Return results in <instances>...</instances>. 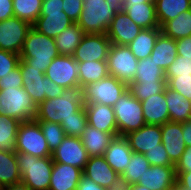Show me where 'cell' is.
<instances>
[{
	"mask_svg": "<svg viewBox=\"0 0 191 190\" xmlns=\"http://www.w3.org/2000/svg\"><path fill=\"white\" fill-rule=\"evenodd\" d=\"M84 30L77 24L73 23L63 30L56 38V47L60 55L73 56L76 48L85 36Z\"/></svg>",
	"mask_w": 191,
	"mask_h": 190,
	"instance_id": "cell-30",
	"label": "cell"
},
{
	"mask_svg": "<svg viewBox=\"0 0 191 190\" xmlns=\"http://www.w3.org/2000/svg\"><path fill=\"white\" fill-rule=\"evenodd\" d=\"M83 9V0H63V11L76 23Z\"/></svg>",
	"mask_w": 191,
	"mask_h": 190,
	"instance_id": "cell-47",
	"label": "cell"
},
{
	"mask_svg": "<svg viewBox=\"0 0 191 190\" xmlns=\"http://www.w3.org/2000/svg\"><path fill=\"white\" fill-rule=\"evenodd\" d=\"M133 82L166 83L165 71L149 56L138 61Z\"/></svg>",
	"mask_w": 191,
	"mask_h": 190,
	"instance_id": "cell-34",
	"label": "cell"
},
{
	"mask_svg": "<svg viewBox=\"0 0 191 190\" xmlns=\"http://www.w3.org/2000/svg\"><path fill=\"white\" fill-rule=\"evenodd\" d=\"M141 31L142 28L136 25L121 9L110 22L106 35L112 44L128 46Z\"/></svg>",
	"mask_w": 191,
	"mask_h": 190,
	"instance_id": "cell-15",
	"label": "cell"
},
{
	"mask_svg": "<svg viewBox=\"0 0 191 190\" xmlns=\"http://www.w3.org/2000/svg\"><path fill=\"white\" fill-rule=\"evenodd\" d=\"M150 57L166 72L171 63L177 58V45L175 40L161 32Z\"/></svg>",
	"mask_w": 191,
	"mask_h": 190,
	"instance_id": "cell-28",
	"label": "cell"
},
{
	"mask_svg": "<svg viewBox=\"0 0 191 190\" xmlns=\"http://www.w3.org/2000/svg\"><path fill=\"white\" fill-rule=\"evenodd\" d=\"M3 190H31L25 183L18 182L4 187Z\"/></svg>",
	"mask_w": 191,
	"mask_h": 190,
	"instance_id": "cell-55",
	"label": "cell"
},
{
	"mask_svg": "<svg viewBox=\"0 0 191 190\" xmlns=\"http://www.w3.org/2000/svg\"><path fill=\"white\" fill-rule=\"evenodd\" d=\"M166 85L169 89L182 94L186 100L191 101V74L177 77H166Z\"/></svg>",
	"mask_w": 191,
	"mask_h": 190,
	"instance_id": "cell-41",
	"label": "cell"
},
{
	"mask_svg": "<svg viewBox=\"0 0 191 190\" xmlns=\"http://www.w3.org/2000/svg\"><path fill=\"white\" fill-rule=\"evenodd\" d=\"M23 88L38 106L44 100L61 96L65 88L55 84L40 69L28 66L20 59Z\"/></svg>",
	"mask_w": 191,
	"mask_h": 190,
	"instance_id": "cell-5",
	"label": "cell"
},
{
	"mask_svg": "<svg viewBox=\"0 0 191 190\" xmlns=\"http://www.w3.org/2000/svg\"><path fill=\"white\" fill-rule=\"evenodd\" d=\"M110 5L116 7L118 10H121L123 8V2L124 0H105Z\"/></svg>",
	"mask_w": 191,
	"mask_h": 190,
	"instance_id": "cell-56",
	"label": "cell"
},
{
	"mask_svg": "<svg viewBox=\"0 0 191 190\" xmlns=\"http://www.w3.org/2000/svg\"><path fill=\"white\" fill-rule=\"evenodd\" d=\"M16 152L37 158L52 157L42 129L35 119L20 123L16 138Z\"/></svg>",
	"mask_w": 191,
	"mask_h": 190,
	"instance_id": "cell-8",
	"label": "cell"
},
{
	"mask_svg": "<svg viewBox=\"0 0 191 190\" xmlns=\"http://www.w3.org/2000/svg\"><path fill=\"white\" fill-rule=\"evenodd\" d=\"M53 162L72 165L81 170L84 169L89 160L81 138L65 136L62 143L52 152Z\"/></svg>",
	"mask_w": 191,
	"mask_h": 190,
	"instance_id": "cell-14",
	"label": "cell"
},
{
	"mask_svg": "<svg viewBox=\"0 0 191 190\" xmlns=\"http://www.w3.org/2000/svg\"><path fill=\"white\" fill-rule=\"evenodd\" d=\"M161 32V28L142 29L138 36L128 45V48L138 60L148 58Z\"/></svg>",
	"mask_w": 191,
	"mask_h": 190,
	"instance_id": "cell-29",
	"label": "cell"
},
{
	"mask_svg": "<svg viewBox=\"0 0 191 190\" xmlns=\"http://www.w3.org/2000/svg\"><path fill=\"white\" fill-rule=\"evenodd\" d=\"M113 110L120 136H125L146 124L141 101L136 99L129 89L116 101Z\"/></svg>",
	"mask_w": 191,
	"mask_h": 190,
	"instance_id": "cell-7",
	"label": "cell"
},
{
	"mask_svg": "<svg viewBox=\"0 0 191 190\" xmlns=\"http://www.w3.org/2000/svg\"><path fill=\"white\" fill-rule=\"evenodd\" d=\"M111 45L106 34H85L76 48L73 58L77 62L107 61Z\"/></svg>",
	"mask_w": 191,
	"mask_h": 190,
	"instance_id": "cell-13",
	"label": "cell"
},
{
	"mask_svg": "<svg viewBox=\"0 0 191 190\" xmlns=\"http://www.w3.org/2000/svg\"><path fill=\"white\" fill-rule=\"evenodd\" d=\"M36 113L37 105L23 87L0 90L1 115L27 122L35 119Z\"/></svg>",
	"mask_w": 191,
	"mask_h": 190,
	"instance_id": "cell-6",
	"label": "cell"
},
{
	"mask_svg": "<svg viewBox=\"0 0 191 190\" xmlns=\"http://www.w3.org/2000/svg\"><path fill=\"white\" fill-rule=\"evenodd\" d=\"M141 104L146 124L163 125L170 121L165 90L162 93L149 96L141 101Z\"/></svg>",
	"mask_w": 191,
	"mask_h": 190,
	"instance_id": "cell-24",
	"label": "cell"
},
{
	"mask_svg": "<svg viewBox=\"0 0 191 190\" xmlns=\"http://www.w3.org/2000/svg\"><path fill=\"white\" fill-rule=\"evenodd\" d=\"M14 17L12 0H0V21Z\"/></svg>",
	"mask_w": 191,
	"mask_h": 190,
	"instance_id": "cell-51",
	"label": "cell"
},
{
	"mask_svg": "<svg viewBox=\"0 0 191 190\" xmlns=\"http://www.w3.org/2000/svg\"><path fill=\"white\" fill-rule=\"evenodd\" d=\"M191 74V59L177 55L165 72V77H177Z\"/></svg>",
	"mask_w": 191,
	"mask_h": 190,
	"instance_id": "cell-42",
	"label": "cell"
},
{
	"mask_svg": "<svg viewBox=\"0 0 191 190\" xmlns=\"http://www.w3.org/2000/svg\"><path fill=\"white\" fill-rule=\"evenodd\" d=\"M175 166H151L140 176L137 184L150 190H173L176 182Z\"/></svg>",
	"mask_w": 191,
	"mask_h": 190,
	"instance_id": "cell-19",
	"label": "cell"
},
{
	"mask_svg": "<svg viewBox=\"0 0 191 190\" xmlns=\"http://www.w3.org/2000/svg\"><path fill=\"white\" fill-rule=\"evenodd\" d=\"M13 87H23V78L20 72V62L17 68L9 72L5 77L0 78V90Z\"/></svg>",
	"mask_w": 191,
	"mask_h": 190,
	"instance_id": "cell-46",
	"label": "cell"
},
{
	"mask_svg": "<svg viewBox=\"0 0 191 190\" xmlns=\"http://www.w3.org/2000/svg\"><path fill=\"white\" fill-rule=\"evenodd\" d=\"M129 190H150L149 188L142 186L140 184H132L128 185Z\"/></svg>",
	"mask_w": 191,
	"mask_h": 190,
	"instance_id": "cell-58",
	"label": "cell"
},
{
	"mask_svg": "<svg viewBox=\"0 0 191 190\" xmlns=\"http://www.w3.org/2000/svg\"><path fill=\"white\" fill-rule=\"evenodd\" d=\"M4 186L0 183V190H3Z\"/></svg>",
	"mask_w": 191,
	"mask_h": 190,
	"instance_id": "cell-61",
	"label": "cell"
},
{
	"mask_svg": "<svg viewBox=\"0 0 191 190\" xmlns=\"http://www.w3.org/2000/svg\"><path fill=\"white\" fill-rule=\"evenodd\" d=\"M41 11H63V0H42Z\"/></svg>",
	"mask_w": 191,
	"mask_h": 190,
	"instance_id": "cell-52",
	"label": "cell"
},
{
	"mask_svg": "<svg viewBox=\"0 0 191 190\" xmlns=\"http://www.w3.org/2000/svg\"><path fill=\"white\" fill-rule=\"evenodd\" d=\"M162 143L170 161L176 165L186 149L183 139L182 123L166 122L161 125Z\"/></svg>",
	"mask_w": 191,
	"mask_h": 190,
	"instance_id": "cell-20",
	"label": "cell"
},
{
	"mask_svg": "<svg viewBox=\"0 0 191 190\" xmlns=\"http://www.w3.org/2000/svg\"><path fill=\"white\" fill-rule=\"evenodd\" d=\"M161 30L174 40L191 36V9L180 13L173 20L167 21Z\"/></svg>",
	"mask_w": 191,
	"mask_h": 190,
	"instance_id": "cell-35",
	"label": "cell"
},
{
	"mask_svg": "<svg viewBox=\"0 0 191 190\" xmlns=\"http://www.w3.org/2000/svg\"><path fill=\"white\" fill-rule=\"evenodd\" d=\"M122 9L142 29L160 28L154 2L123 5Z\"/></svg>",
	"mask_w": 191,
	"mask_h": 190,
	"instance_id": "cell-26",
	"label": "cell"
},
{
	"mask_svg": "<svg viewBox=\"0 0 191 190\" xmlns=\"http://www.w3.org/2000/svg\"><path fill=\"white\" fill-rule=\"evenodd\" d=\"M165 99L171 122L183 123L191 120V101L167 86L165 88Z\"/></svg>",
	"mask_w": 191,
	"mask_h": 190,
	"instance_id": "cell-27",
	"label": "cell"
},
{
	"mask_svg": "<svg viewBox=\"0 0 191 190\" xmlns=\"http://www.w3.org/2000/svg\"><path fill=\"white\" fill-rule=\"evenodd\" d=\"M47 141L48 147L53 152L63 141L66 136L63 128L58 123L49 121H37Z\"/></svg>",
	"mask_w": 191,
	"mask_h": 190,
	"instance_id": "cell-39",
	"label": "cell"
},
{
	"mask_svg": "<svg viewBox=\"0 0 191 190\" xmlns=\"http://www.w3.org/2000/svg\"><path fill=\"white\" fill-rule=\"evenodd\" d=\"M138 61L128 46L112 44L107 56L108 73L129 86L135 78Z\"/></svg>",
	"mask_w": 191,
	"mask_h": 190,
	"instance_id": "cell-10",
	"label": "cell"
},
{
	"mask_svg": "<svg viewBox=\"0 0 191 190\" xmlns=\"http://www.w3.org/2000/svg\"><path fill=\"white\" fill-rule=\"evenodd\" d=\"M177 55L191 59V36L175 40Z\"/></svg>",
	"mask_w": 191,
	"mask_h": 190,
	"instance_id": "cell-49",
	"label": "cell"
},
{
	"mask_svg": "<svg viewBox=\"0 0 191 190\" xmlns=\"http://www.w3.org/2000/svg\"><path fill=\"white\" fill-rule=\"evenodd\" d=\"M14 17L33 25L40 16L42 0H12Z\"/></svg>",
	"mask_w": 191,
	"mask_h": 190,
	"instance_id": "cell-38",
	"label": "cell"
},
{
	"mask_svg": "<svg viewBox=\"0 0 191 190\" xmlns=\"http://www.w3.org/2000/svg\"><path fill=\"white\" fill-rule=\"evenodd\" d=\"M182 132L186 147H191V120L182 123Z\"/></svg>",
	"mask_w": 191,
	"mask_h": 190,
	"instance_id": "cell-53",
	"label": "cell"
},
{
	"mask_svg": "<svg viewBox=\"0 0 191 190\" xmlns=\"http://www.w3.org/2000/svg\"><path fill=\"white\" fill-rule=\"evenodd\" d=\"M166 86V83L132 82L128 86V89L136 99L143 101L149 96L162 93Z\"/></svg>",
	"mask_w": 191,
	"mask_h": 190,
	"instance_id": "cell-40",
	"label": "cell"
},
{
	"mask_svg": "<svg viewBox=\"0 0 191 190\" xmlns=\"http://www.w3.org/2000/svg\"><path fill=\"white\" fill-rule=\"evenodd\" d=\"M83 174L96 184L109 190L121 182L120 175L111 168L104 156L89 157L83 169Z\"/></svg>",
	"mask_w": 191,
	"mask_h": 190,
	"instance_id": "cell-16",
	"label": "cell"
},
{
	"mask_svg": "<svg viewBox=\"0 0 191 190\" xmlns=\"http://www.w3.org/2000/svg\"><path fill=\"white\" fill-rule=\"evenodd\" d=\"M31 27L32 25L18 17L0 21V49L20 55Z\"/></svg>",
	"mask_w": 191,
	"mask_h": 190,
	"instance_id": "cell-11",
	"label": "cell"
},
{
	"mask_svg": "<svg viewBox=\"0 0 191 190\" xmlns=\"http://www.w3.org/2000/svg\"><path fill=\"white\" fill-rule=\"evenodd\" d=\"M77 66L81 88L109 75L107 61H83L77 62Z\"/></svg>",
	"mask_w": 191,
	"mask_h": 190,
	"instance_id": "cell-32",
	"label": "cell"
},
{
	"mask_svg": "<svg viewBox=\"0 0 191 190\" xmlns=\"http://www.w3.org/2000/svg\"><path fill=\"white\" fill-rule=\"evenodd\" d=\"M82 174L80 168L53 162L49 190H76Z\"/></svg>",
	"mask_w": 191,
	"mask_h": 190,
	"instance_id": "cell-23",
	"label": "cell"
},
{
	"mask_svg": "<svg viewBox=\"0 0 191 190\" xmlns=\"http://www.w3.org/2000/svg\"><path fill=\"white\" fill-rule=\"evenodd\" d=\"M20 121L0 114V150L16 152V138Z\"/></svg>",
	"mask_w": 191,
	"mask_h": 190,
	"instance_id": "cell-37",
	"label": "cell"
},
{
	"mask_svg": "<svg viewBox=\"0 0 191 190\" xmlns=\"http://www.w3.org/2000/svg\"><path fill=\"white\" fill-rule=\"evenodd\" d=\"M76 190H109V189L96 184L88 176L82 174Z\"/></svg>",
	"mask_w": 191,
	"mask_h": 190,
	"instance_id": "cell-50",
	"label": "cell"
},
{
	"mask_svg": "<svg viewBox=\"0 0 191 190\" xmlns=\"http://www.w3.org/2000/svg\"><path fill=\"white\" fill-rule=\"evenodd\" d=\"M125 137L133 152L144 154L148 150L159 148V144L162 143L161 125L145 124Z\"/></svg>",
	"mask_w": 191,
	"mask_h": 190,
	"instance_id": "cell-17",
	"label": "cell"
},
{
	"mask_svg": "<svg viewBox=\"0 0 191 190\" xmlns=\"http://www.w3.org/2000/svg\"><path fill=\"white\" fill-rule=\"evenodd\" d=\"M144 156L151 166H175L170 161L163 143L159 144V148H154L145 152Z\"/></svg>",
	"mask_w": 191,
	"mask_h": 190,
	"instance_id": "cell-43",
	"label": "cell"
},
{
	"mask_svg": "<svg viewBox=\"0 0 191 190\" xmlns=\"http://www.w3.org/2000/svg\"><path fill=\"white\" fill-rule=\"evenodd\" d=\"M117 11L105 0H83V9L76 23L86 34H106Z\"/></svg>",
	"mask_w": 191,
	"mask_h": 190,
	"instance_id": "cell-4",
	"label": "cell"
},
{
	"mask_svg": "<svg viewBox=\"0 0 191 190\" xmlns=\"http://www.w3.org/2000/svg\"><path fill=\"white\" fill-rule=\"evenodd\" d=\"M60 54L56 47L55 38L48 37L31 27L27 32L20 59L28 66L40 69L45 73L52 60Z\"/></svg>",
	"mask_w": 191,
	"mask_h": 190,
	"instance_id": "cell-2",
	"label": "cell"
},
{
	"mask_svg": "<svg viewBox=\"0 0 191 190\" xmlns=\"http://www.w3.org/2000/svg\"><path fill=\"white\" fill-rule=\"evenodd\" d=\"M45 76L63 88L79 87L78 66L73 56L59 55L54 58Z\"/></svg>",
	"mask_w": 191,
	"mask_h": 190,
	"instance_id": "cell-12",
	"label": "cell"
},
{
	"mask_svg": "<svg viewBox=\"0 0 191 190\" xmlns=\"http://www.w3.org/2000/svg\"><path fill=\"white\" fill-rule=\"evenodd\" d=\"M154 2V0H124L123 5H133L137 3Z\"/></svg>",
	"mask_w": 191,
	"mask_h": 190,
	"instance_id": "cell-57",
	"label": "cell"
},
{
	"mask_svg": "<svg viewBox=\"0 0 191 190\" xmlns=\"http://www.w3.org/2000/svg\"><path fill=\"white\" fill-rule=\"evenodd\" d=\"M87 124V118H78L62 121L60 125L65 135L80 138Z\"/></svg>",
	"mask_w": 191,
	"mask_h": 190,
	"instance_id": "cell-45",
	"label": "cell"
},
{
	"mask_svg": "<svg viewBox=\"0 0 191 190\" xmlns=\"http://www.w3.org/2000/svg\"><path fill=\"white\" fill-rule=\"evenodd\" d=\"M21 182L16 152L0 150V183L6 187Z\"/></svg>",
	"mask_w": 191,
	"mask_h": 190,
	"instance_id": "cell-33",
	"label": "cell"
},
{
	"mask_svg": "<svg viewBox=\"0 0 191 190\" xmlns=\"http://www.w3.org/2000/svg\"><path fill=\"white\" fill-rule=\"evenodd\" d=\"M110 190H129V187L127 184L120 182L118 185H116L114 188H112Z\"/></svg>",
	"mask_w": 191,
	"mask_h": 190,
	"instance_id": "cell-59",
	"label": "cell"
},
{
	"mask_svg": "<svg viewBox=\"0 0 191 190\" xmlns=\"http://www.w3.org/2000/svg\"><path fill=\"white\" fill-rule=\"evenodd\" d=\"M21 181L31 190H49L53 159L16 152Z\"/></svg>",
	"mask_w": 191,
	"mask_h": 190,
	"instance_id": "cell-3",
	"label": "cell"
},
{
	"mask_svg": "<svg viewBox=\"0 0 191 190\" xmlns=\"http://www.w3.org/2000/svg\"><path fill=\"white\" fill-rule=\"evenodd\" d=\"M133 151L125 136H115L104 153L106 162L120 176L130 162Z\"/></svg>",
	"mask_w": 191,
	"mask_h": 190,
	"instance_id": "cell-21",
	"label": "cell"
},
{
	"mask_svg": "<svg viewBox=\"0 0 191 190\" xmlns=\"http://www.w3.org/2000/svg\"><path fill=\"white\" fill-rule=\"evenodd\" d=\"M115 136L118 134H109L87 124L80 138L89 157H95L104 155Z\"/></svg>",
	"mask_w": 191,
	"mask_h": 190,
	"instance_id": "cell-25",
	"label": "cell"
},
{
	"mask_svg": "<svg viewBox=\"0 0 191 190\" xmlns=\"http://www.w3.org/2000/svg\"><path fill=\"white\" fill-rule=\"evenodd\" d=\"M173 190H190L184 186H182L177 180L174 184Z\"/></svg>",
	"mask_w": 191,
	"mask_h": 190,
	"instance_id": "cell-60",
	"label": "cell"
},
{
	"mask_svg": "<svg viewBox=\"0 0 191 190\" xmlns=\"http://www.w3.org/2000/svg\"><path fill=\"white\" fill-rule=\"evenodd\" d=\"M83 88H65L61 96L44 100L37 106L36 121L61 124L70 119L87 118Z\"/></svg>",
	"mask_w": 191,
	"mask_h": 190,
	"instance_id": "cell-1",
	"label": "cell"
},
{
	"mask_svg": "<svg viewBox=\"0 0 191 190\" xmlns=\"http://www.w3.org/2000/svg\"><path fill=\"white\" fill-rule=\"evenodd\" d=\"M154 3L160 28L180 13L191 9V0H154Z\"/></svg>",
	"mask_w": 191,
	"mask_h": 190,
	"instance_id": "cell-31",
	"label": "cell"
},
{
	"mask_svg": "<svg viewBox=\"0 0 191 190\" xmlns=\"http://www.w3.org/2000/svg\"><path fill=\"white\" fill-rule=\"evenodd\" d=\"M84 107L89 125L109 134H118L113 106L99 103H85Z\"/></svg>",
	"mask_w": 191,
	"mask_h": 190,
	"instance_id": "cell-18",
	"label": "cell"
},
{
	"mask_svg": "<svg viewBox=\"0 0 191 190\" xmlns=\"http://www.w3.org/2000/svg\"><path fill=\"white\" fill-rule=\"evenodd\" d=\"M151 167L144 154L133 152L130 162L126 165L125 171L120 176L121 183L132 185L137 184L140 176Z\"/></svg>",
	"mask_w": 191,
	"mask_h": 190,
	"instance_id": "cell-36",
	"label": "cell"
},
{
	"mask_svg": "<svg viewBox=\"0 0 191 190\" xmlns=\"http://www.w3.org/2000/svg\"><path fill=\"white\" fill-rule=\"evenodd\" d=\"M72 24L64 11H41L32 27L48 37L56 38Z\"/></svg>",
	"mask_w": 191,
	"mask_h": 190,
	"instance_id": "cell-22",
	"label": "cell"
},
{
	"mask_svg": "<svg viewBox=\"0 0 191 190\" xmlns=\"http://www.w3.org/2000/svg\"><path fill=\"white\" fill-rule=\"evenodd\" d=\"M127 90L126 83L108 75L106 78L83 87L84 102L113 106Z\"/></svg>",
	"mask_w": 191,
	"mask_h": 190,
	"instance_id": "cell-9",
	"label": "cell"
},
{
	"mask_svg": "<svg viewBox=\"0 0 191 190\" xmlns=\"http://www.w3.org/2000/svg\"><path fill=\"white\" fill-rule=\"evenodd\" d=\"M20 55L0 49V78L18 67Z\"/></svg>",
	"mask_w": 191,
	"mask_h": 190,
	"instance_id": "cell-44",
	"label": "cell"
},
{
	"mask_svg": "<svg viewBox=\"0 0 191 190\" xmlns=\"http://www.w3.org/2000/svg\"><path fill=\"white\" fill-rule=\"evenodd\" d=\"M176 180L184 187L191 190V171L180 172Z\"/></svg>",
	"mask_w": 191,
	"mask_h": 190,
	"instance_id": "cell-54",
	"label": "cell"
},
{
	"mask_svg": "<svg viewBox=\"0 0 191 190\" xmlns=\"http://www.w3.org/2000/svg\"><path fill=\"white\" fill-rule=\"evenodd\" d=\"M191 171V147H186L180 160L175 165L176 176L180 172Z\"/></svg>",
	"mask_w": 191,
	"mask_h": 190,
	"instance_id": "cell-48",
	"label": "cell"
}]
</instances>
